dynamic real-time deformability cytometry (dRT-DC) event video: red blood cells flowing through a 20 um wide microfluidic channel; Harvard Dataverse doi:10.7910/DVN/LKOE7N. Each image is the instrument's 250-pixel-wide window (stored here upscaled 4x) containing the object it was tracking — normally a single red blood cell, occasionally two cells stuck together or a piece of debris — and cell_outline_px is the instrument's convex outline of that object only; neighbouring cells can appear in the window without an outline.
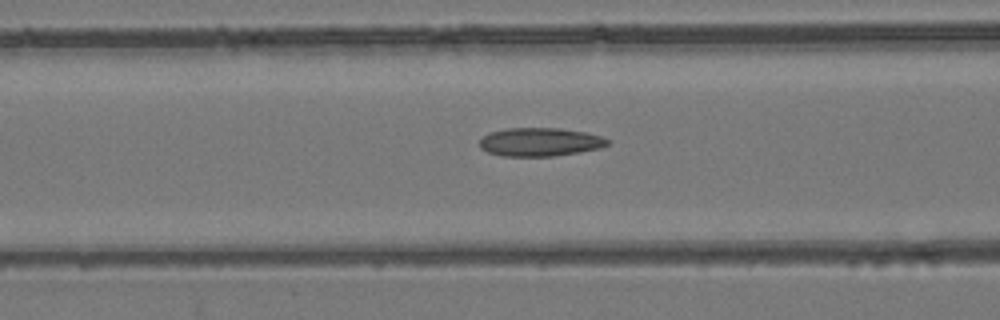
{"species": "common noctule bat (a hibernating species)", "species_latin": "Nyctalus noctula", "temperature_condition": "room temperature", "stored_images_in_passage": 52, "camera_frame_rate_fps": 3000, "um_per_image_px": 0.085, "animal": {"sex": "female", "body_mass_g": 24.6, "forearm_length_mm": 56.2}, "frame": {"image": 1, "passage_image": 22, "time_ms": 7.0, "image_size_px": [1000, 320], "cell_outline_px": [[608, 144], [600, 148], [580, 152], [556, 156], [504, 156], [488, 152], [480, 148], [480, 140], [488, 132], [504, 128], [560, 128], [584, 132], [600, 136], [608, 140]], "centroid_in_image_um": [45.87, 12.07], "position_along_channel_um": 120.7, "area_um2": 21.21}}
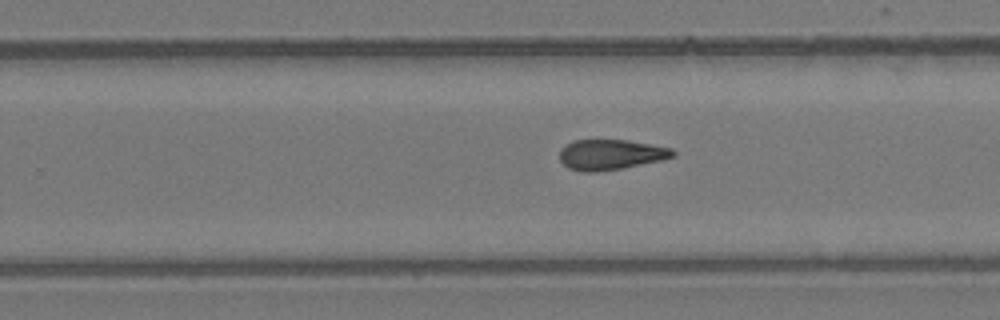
{"frame": {"image": 2, "passage_image": 34, "time_ms": 11.0, "image_size_px": [1000, 320], "cell_outline_px": [[676, 156], [660, 160], [624, 168], [596, 172], [584, 172], [568, 168], [560, 160], [560, 148], [572, 140], [628, 140], [672, 148], [676, 152]], "centroid_in_image_um": [51.9, 13.14], "position_along_channel_um": 277.9, "area_um2": 20.11}}
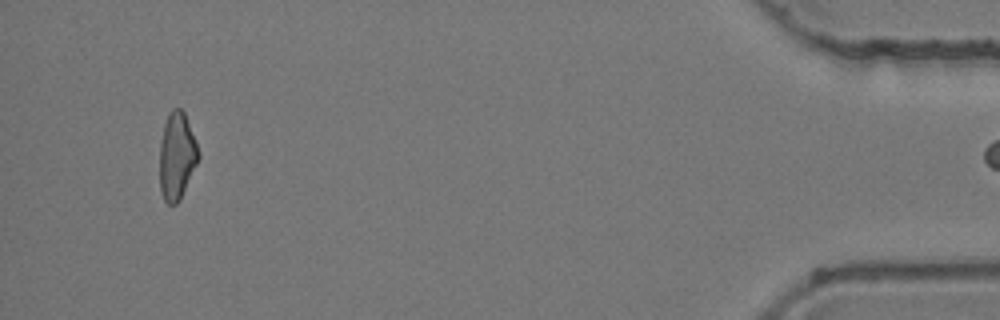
{"frame": {"image": 3, "passage_image": 51, "time_ms": 16.667, "image_size_px": [1000, 320], "cell_outline_px": [[200, 156], [180, 200], [176, 204], [168, 204], [164, 200], [160, 192], [160, 144], [164, 124], [168, 112], [172, 108], [180, 108], [184, 112], [200, 152]], "centroid_in_image_um": [15.02, 13.26], "position_along_channel_um": 420.2, "area_um2": 19.71}}